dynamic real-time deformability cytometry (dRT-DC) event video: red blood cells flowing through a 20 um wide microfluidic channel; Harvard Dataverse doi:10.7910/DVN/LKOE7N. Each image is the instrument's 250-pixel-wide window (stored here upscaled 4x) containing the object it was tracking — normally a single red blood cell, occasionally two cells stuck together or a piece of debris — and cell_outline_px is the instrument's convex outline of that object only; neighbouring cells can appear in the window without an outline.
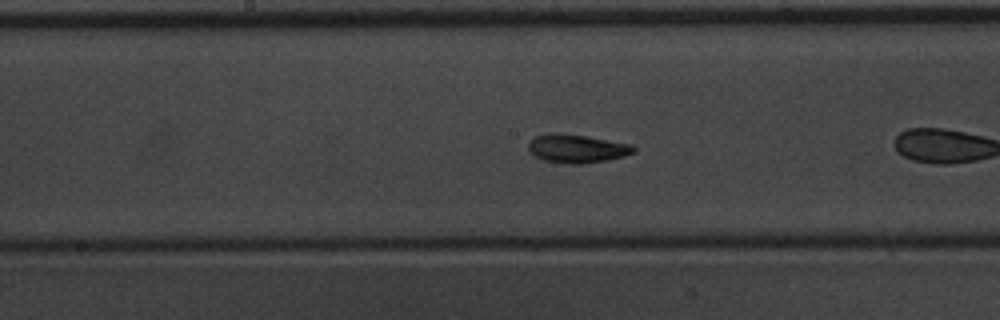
{"species": "common noctule bat (a hibernating species)", "species_latin": "Nyctalus noctula", "temperature_condition": "warm", "stored_images_in_passage": 36, "camera_frame_rate_fps": 3000, "um_per_image_px": 0.085, "animal": {"sex": "male", "body_mass_g": 20.1, "forearm_length_mm": 53.5}, "frame": {"image": 1, "passage_image": 11, "time_ms": 3.333, "image_size_px": [1000, 320], "cell_outline_px": [[636, 152], [624, 156], [608, 160], [584, 164], [568, 164], [544, 160], [528, 152], [528, 144], [536, 136], [552, 132], [556, 132], [588, 136], [632, 144], [636, 148]], "centroid_in_image_um": [49.06, 12.63], "position_along_channel_um": 199.1, "area_um2": 17.69}, "authors_computed_cell_mechanics": {"area_um2": 16.7042, "velocity_mm_per_s": 3.9619, "shape_relaxation_time_tau1_ms": 1.8105, "shape_relaxation_time_tau2_ms": 2.0754, "deformation_change_tau1": 0.1043, "deformation_change_tau2": 0.0648}}